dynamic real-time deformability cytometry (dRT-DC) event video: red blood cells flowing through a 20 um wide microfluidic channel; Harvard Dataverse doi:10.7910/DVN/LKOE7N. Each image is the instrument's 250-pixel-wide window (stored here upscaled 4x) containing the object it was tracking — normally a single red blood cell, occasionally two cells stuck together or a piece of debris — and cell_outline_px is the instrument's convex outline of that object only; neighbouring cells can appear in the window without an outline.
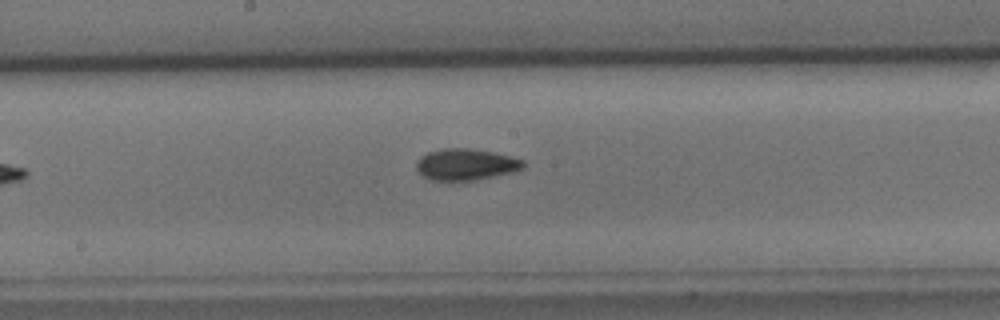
{"species": "common noctule bat (a hibernating species)", "species_latin": "Nyctalus noctula", "temperature_condition": "cold", "stored_images_in_passage": 6, "camera_frame_rate_fps": 3000, "um_per_image_px": 0.085, "animal": {"sex": "male", "body_mass_g": 15.6}, "frame": {"image": 1, "passage_image": 5, "time_ms": 5.0, "image_size_px": [1000, 320], "cell_outline_px": [[524, 168], [512, 172], [476, 180], [432, 180], [424, 176], [416, 168], [416, 160], [420, 156], [428, 152], [444, 148], [464, 148], [492, 152], [524, 160]], "centroid_in_image_um": [39.57, 13.98], "position_along_channel_um": 208.6, "area_um2": 19.36}}